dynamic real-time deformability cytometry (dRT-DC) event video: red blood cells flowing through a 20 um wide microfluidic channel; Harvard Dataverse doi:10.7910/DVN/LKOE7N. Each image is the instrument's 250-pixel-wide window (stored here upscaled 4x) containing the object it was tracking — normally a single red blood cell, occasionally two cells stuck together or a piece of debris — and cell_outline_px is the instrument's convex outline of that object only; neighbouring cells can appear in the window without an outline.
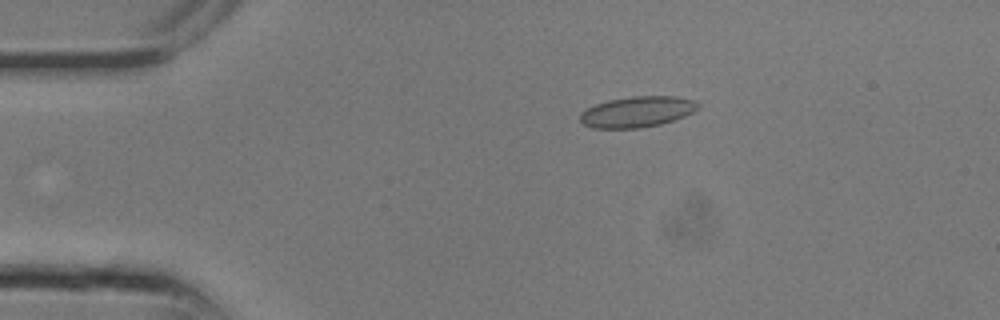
{"species": "common noctule bat (a hibernating species)", "species_latin": "Nyctalus noctula", "temperature_condition": "room temperature", "stored_images_in_passage": 11, "camera_frame_rate_fps": 3000, "um_per_image_px": 0.085, "animal": {"sex": "male", "body_mass_g": 13.3}, "frame": {"image": 1, "passage_image": 5, "time_ms": 1.333, "image_size_px": [1000, 320], "cell_outline_px": [[700, 108], [684, 116], [660, 124], [640, 128], [592, 128], [584, 124], [580, 120], [580, 112], [596, 104], [608, 100], [632, 96], [676, 96], [692, 100], [700, 104]], "centroid_in_image_um": [54.16, 9.5], "position_along_channel_um": 30.8, "area_um2": 21.1}}
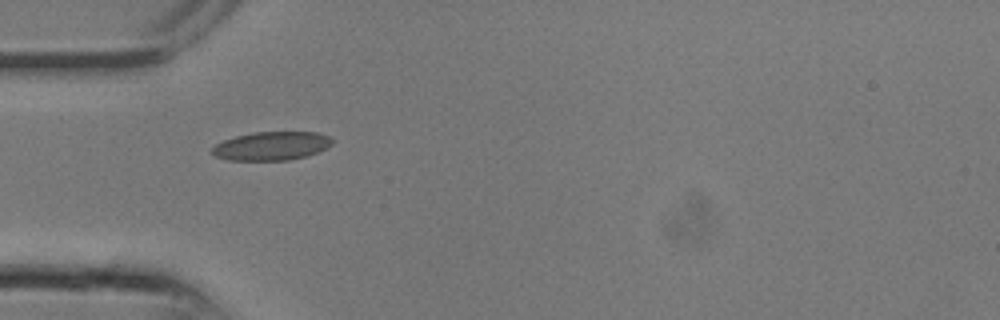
{"frame": {"image": 2, "passage_image": 8, "time_ms": 2.333, "image_size_px": [1000, 320], "cell_outline_px": [[336, 140], [332, 144], [308, 156], [292, 160], [228, 160], [216, 156], [212, 152], [212, 148], [216, 144], [224, 140], [236, 136], [252, 132], [316, 132], [328, 136]], "centroid_in_image_um": [23.1, 12.4], "position_along_channel_um": 61.9, "area_um2": 20.0}}
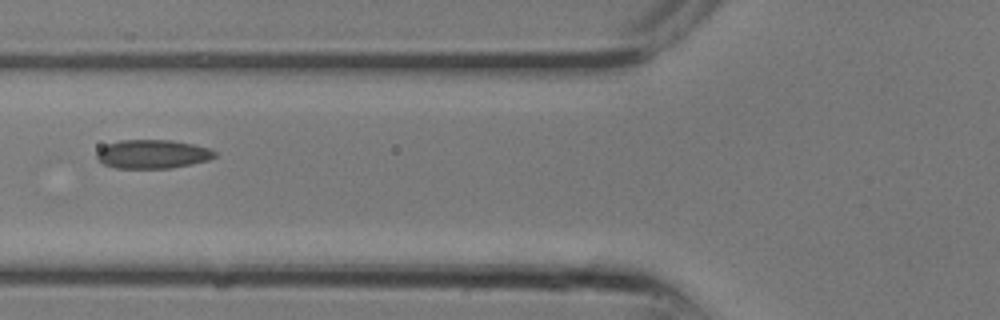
{"frame": {"image": 3, "passage_image": 10, "time_ms": 3.0, "image_size_px": [1000, 320], "cell_outline_px": [[216, 156], [208, 160], [192, 164], [172, 168], [116, 168], [104, 164], [96, 160], [96, 152], [100, 148], [108, 144], [120, 140], [172, 140], [192, 144], [208, 148], [216, 152]], "centroid_in_image_um": [12.94, 13.1], "position_along_channel_um": 112.9, "area_um2": 19.83}}